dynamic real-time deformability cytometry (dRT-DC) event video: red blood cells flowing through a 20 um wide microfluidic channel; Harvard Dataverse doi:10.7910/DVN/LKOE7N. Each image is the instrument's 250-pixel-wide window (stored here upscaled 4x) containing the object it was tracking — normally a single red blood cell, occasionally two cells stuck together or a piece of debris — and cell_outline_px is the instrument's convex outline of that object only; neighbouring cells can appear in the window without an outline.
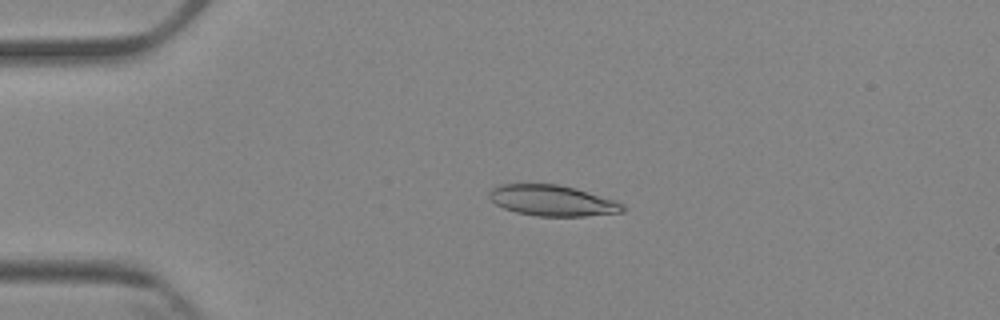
{"species": "Egyptian fruit bat (a non-hibernating species)", "species_latin": "Rousettus aegyptiacus", "temperature_condition": "cold", "stored_images_in_passage": 5, "camera_frame_rate_fps": 3000, "um_per_image_px": 0.085, "animal": {"sex": "female"}, "frame": {"image": 1, "passage_image": 4, "time_ms": 3.667, "image_size_px": [1000, 320], "cell_outline_px": [[624, 212], [584, 216], [536, 216], [516, 212], [504, 208], [496, 204], [488, 196], [488, 192], [492, 188], [500, 184], [556, 184], [576, 188], [616, 200], [624, 204]], "centroid_in_image_um": [46.96, 17.04], "position_along_channel_um": 38.0, "area_um2": 24.04}}